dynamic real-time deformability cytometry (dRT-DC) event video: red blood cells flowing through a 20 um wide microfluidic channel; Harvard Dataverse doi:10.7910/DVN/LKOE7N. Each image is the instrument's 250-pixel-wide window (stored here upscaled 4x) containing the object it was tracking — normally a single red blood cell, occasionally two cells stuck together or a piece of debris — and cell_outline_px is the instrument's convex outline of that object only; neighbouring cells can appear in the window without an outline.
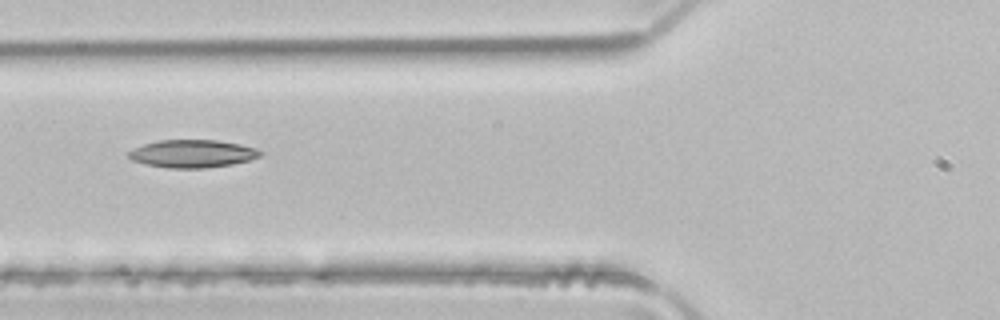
{"species": "common noctule bat (a hibernating species)", "species_latin": "Nyctalus noctula", "temperature_condition": "room temperature", "stored_images_in_passage": 3, "camera_frame_rate_fps": 3000, "um_per_image_px": 0.085, "animal": {"sex": "male", "body_mass_g": 21.5, "forearm_length_mm": 52.0}, "frame": {"image": 1, "passage_image": 3, "time_ms": 0.667, "image_size_px": [1000, 320], "cell_outline_px": [[264, 152], [260, 156], [248, 160], [232, 164], [204, 168], [168, 168], [144, 164], [132, 160], [128, 156], [128, 152], [132, 148], [144, 144], [160, 140], [216, 140], [240, 144], [256, 148]], "centroid_in_image_um": [16.34, 13.06], "position_along_channel_um": 109.5, "area_um2": 21.33}}